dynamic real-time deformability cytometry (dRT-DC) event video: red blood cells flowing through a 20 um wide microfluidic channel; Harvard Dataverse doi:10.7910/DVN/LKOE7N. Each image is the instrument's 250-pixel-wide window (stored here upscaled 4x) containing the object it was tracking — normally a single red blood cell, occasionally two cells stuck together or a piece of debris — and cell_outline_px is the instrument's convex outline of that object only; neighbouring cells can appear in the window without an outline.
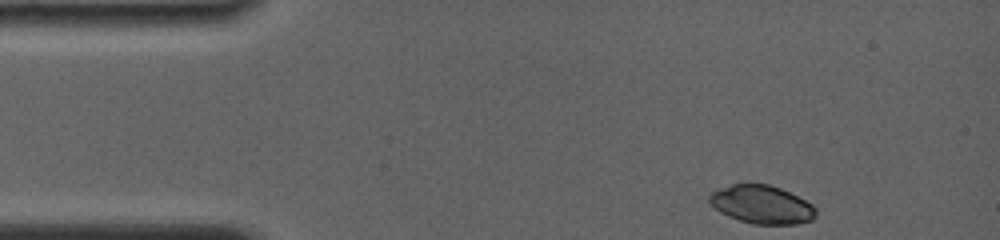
{"species": "common noctule bat (a hibernating species)", "species_latin": "Nyctalus noctula", "temperature_condition": "room temperature", "stored_images_in_passage": 40, "camera_frame_rate_fps": 4000, "um_per_image_px": 0.085, "animal": {"sex": "female", "body_mass_g": 19.0, "forearm_length_mm": 56.7}, "frame": {"image": 1, "passage_image": 1, "time_ms": 0.0, "image_size_px": [1000, 240], "cell_outline_px": [[816, 216], [812, 220], [796, 224], [752, 224], [728, 216], [720, 212], [708, 200], [708, 196], [712, 192], [720, 188], [732, 184], [768, 184], [780, 188], [812, 204], [816, 208]], "centroid_in_image_um": [64.75, 17.39], "position_along_channel_um": 20.2, "area_um2": 23.58}}
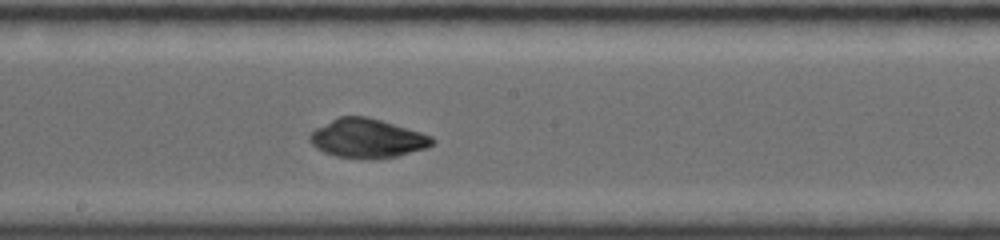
{"frame": {"image": 2, "passage_image": 23, "time_ms": 7.0, "image_size_px": [1000, 240], "cell_outline_px": [[436, 140], [428, 148], [396, 156], [336, 156], [324, 152], [316, 148], [308, 140], [308, 136], [316, 128], [340, 116], [368, 116], [420, 132], [432, 136]], "centroid_in_image_um": [31.22, 11.72], "position_along_channel_um": 217.0, "area_um2": 26.99}}
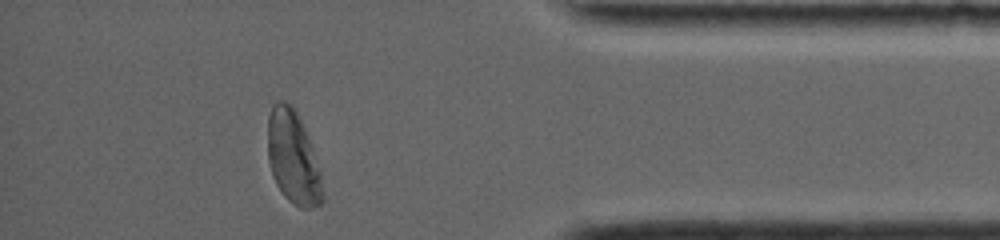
{"frame": {"image": 3, "passage_image": 40, "time_ms": 12.5, "image_size_px": [1000, 240], "cell_outline_px": [[324, 200], [320, 204], [312, 208], [300, 208], [288, 200], [284, 196], [276, 184], [272, 176], [268, 160], [268, 116], [272, 104], [276, 100], [284, 100], [292, 104], [308, 136], [320, 172], [324, 196]], "centroid_in_image_um": [24.9, 13.39], "position_along_channel_um": 410.3, "area_um2": 29.88}, "authors_computed_cell_mechanics": {"area_um2": 27.0504, "velocity_mm_per_s": 3.8413, "shape_relaxation_time_tau1_ms": 7.3807, "shape_relaxation_time_tau2_ms": 4.1467, "deformation_change_tau1": 0.3516, "deformation_change_tau2": 0.0523}}